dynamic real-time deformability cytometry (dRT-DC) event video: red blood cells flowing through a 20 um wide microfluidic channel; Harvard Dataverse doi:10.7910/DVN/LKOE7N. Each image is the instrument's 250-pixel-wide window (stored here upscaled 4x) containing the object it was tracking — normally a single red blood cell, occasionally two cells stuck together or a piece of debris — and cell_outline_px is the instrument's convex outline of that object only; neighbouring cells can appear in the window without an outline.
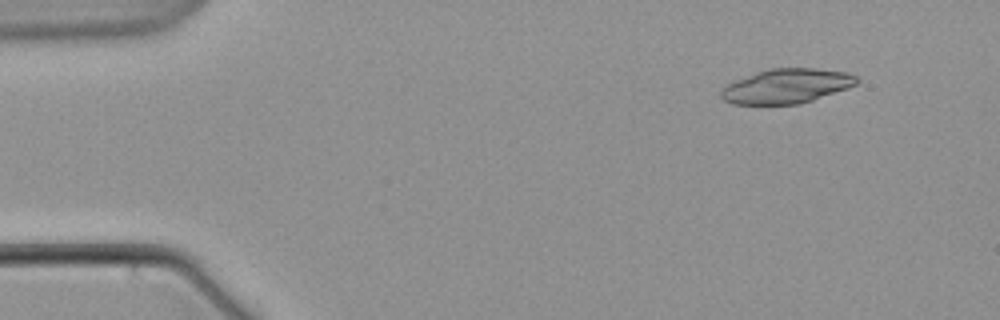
{"species": "common noctule bat (a hibernating species)", "species_latin": "Nyctalus noctula", "temperature_condition": "warm", "stored_images_in_passage": 6, "camera_frame_rate_fps": 3000, "um_per_image_px": 0.085, "animal": {"sex": "male", "body_mass_g": 21.5, "forearm_length_mm": 52.0}, "frame": {"image": 1, "passage_image": 2, "time_ms": 1.0, "image_size_px": [1000, 320], "cell_outline_px": [[860, 80], [856, 84], [848, 88], [800, 104], [732, 104], [724, 100], [720, 96], [720, 92], [728, 84], [736, 80], [756, 72], [768, 68], [816, 68], [848, 72], [856, 76]], "centroid_in_image_um": [66.88, 7.31], "position_along_channel_um": 18.1, "area_um2": 27.28}}